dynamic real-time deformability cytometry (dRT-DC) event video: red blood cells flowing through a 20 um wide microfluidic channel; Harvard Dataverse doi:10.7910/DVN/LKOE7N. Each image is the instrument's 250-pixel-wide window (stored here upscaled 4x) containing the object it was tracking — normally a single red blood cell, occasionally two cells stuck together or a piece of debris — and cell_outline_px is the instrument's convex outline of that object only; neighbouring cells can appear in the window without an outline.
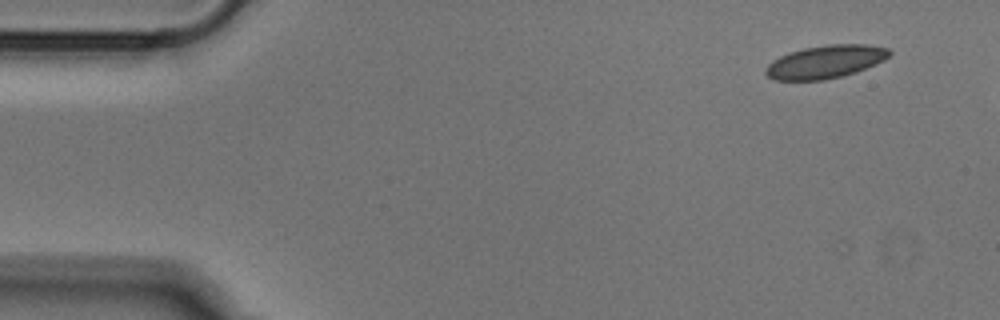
{"species": "Egyptian fruit bat (a non-hibernating species)", "species_latin": "Rousettus aegyptiacus", "temperature_condition": "cold", "stored_images_in_passage": 7, "camera_frame_rate_fps": 3000, "um_per_image_px": 0.085, "animal": {"sex": "male"}, "frame": {"image": 1, "passage_image": 1, "time_ms": 0.0, "image_size_px": [1000, 320], "cell_outline_px": [[892, 52], [884, 60], [876, 64], [856, 72], [844, 76], [824, 80], [776, 80], [768, 76], [764, 72], [764, 68], [772, 60], [788, 52], [804, 48], [828, 44], [864, 44], [888, 48]], "centroid_in_image_um": [70.15, 5.25], "position_along_channel_um": 14.9, "area_um2": 23.93}}